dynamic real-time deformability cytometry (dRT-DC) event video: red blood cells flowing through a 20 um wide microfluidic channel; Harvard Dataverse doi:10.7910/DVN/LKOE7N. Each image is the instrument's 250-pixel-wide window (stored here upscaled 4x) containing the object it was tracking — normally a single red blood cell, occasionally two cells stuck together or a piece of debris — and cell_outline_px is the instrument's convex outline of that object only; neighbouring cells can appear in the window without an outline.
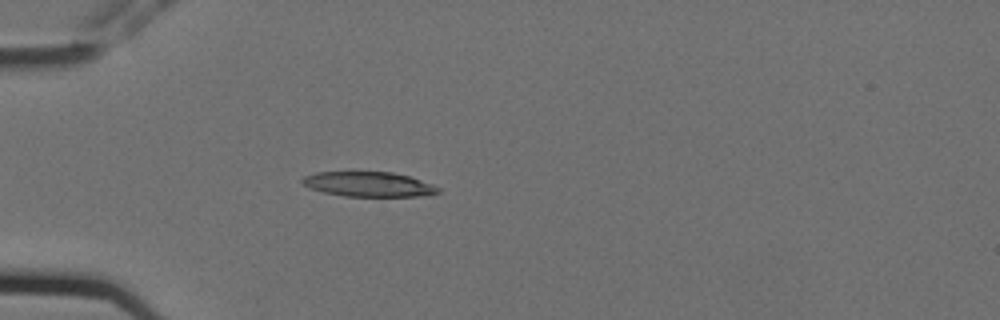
{"species": "Egyptian fruit bat (a non-hibernating species)", "species_latin": "Rousettus aegyptiacus", "temperature_condition": "cold", "stored_images_in_passage": 5, "camera_frame_rate_fps": 3000, "um_per_image_px": 0.085, "animal": {"sex": "female"}, "frame": {"image": 1, "passage_image": 5, "time_ms": 1.333, "image_size_px": [1000, 320], "cell_outline_px": [[440, 192], [416, 196], [344, 196], [324, 192], [308, 188], [300, 184], [300, 180], [304, 176], [316, 172], [392, 172], [408, 176], [432, 184], [440, 188]], "centroid_in_image_um": [31.26, 15.66], "position_along_channel_um": 53.7, "area_um2": 19.59}}